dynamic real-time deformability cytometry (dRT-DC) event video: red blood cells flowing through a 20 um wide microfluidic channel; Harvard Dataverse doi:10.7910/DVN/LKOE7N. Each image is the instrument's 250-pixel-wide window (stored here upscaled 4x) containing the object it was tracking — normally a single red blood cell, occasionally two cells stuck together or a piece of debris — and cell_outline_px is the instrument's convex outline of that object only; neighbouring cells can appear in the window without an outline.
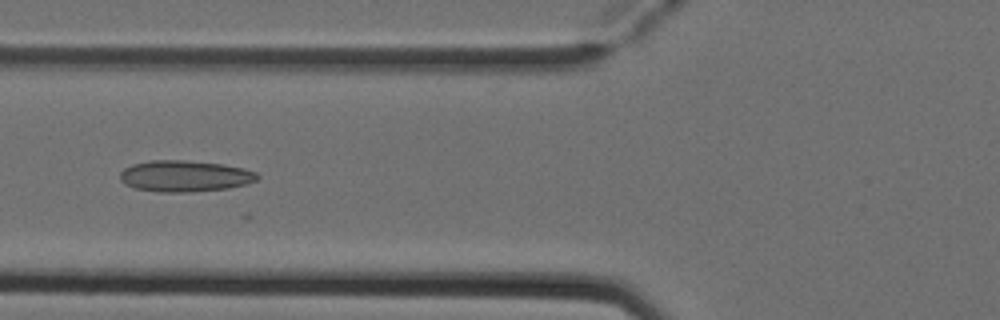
{"species": "Egyptian fruit bat (a non-hibernating species)", "species_latin": "Rousettus aegyptiacus", "temperature_condition": "cold", "stored_images_in_passage": 6, "camera_frame_rate_fps": 3000, "um_per_image_px": 0.085, "animal": {"sex": "female"}, "frame": {"image": 1, "passage_image": 6, "time_ms": 1.667, "image_size_px": [1000, 320], "cell_outline_px": [[260, 176], [256, 180], [248, 184], [228, 188], [188, 192], [160, 192], [136, 188], [124, 184], [120, 180], [120, 172], [124, 168], [132, 164], [152, 160], [184, 160], [220, 164], [244, 168], [256, 172]], "centroid_in_image_um": [15.7, 14.96], "position_along_channel_um": 110.1, "area_um2": 25.03}}